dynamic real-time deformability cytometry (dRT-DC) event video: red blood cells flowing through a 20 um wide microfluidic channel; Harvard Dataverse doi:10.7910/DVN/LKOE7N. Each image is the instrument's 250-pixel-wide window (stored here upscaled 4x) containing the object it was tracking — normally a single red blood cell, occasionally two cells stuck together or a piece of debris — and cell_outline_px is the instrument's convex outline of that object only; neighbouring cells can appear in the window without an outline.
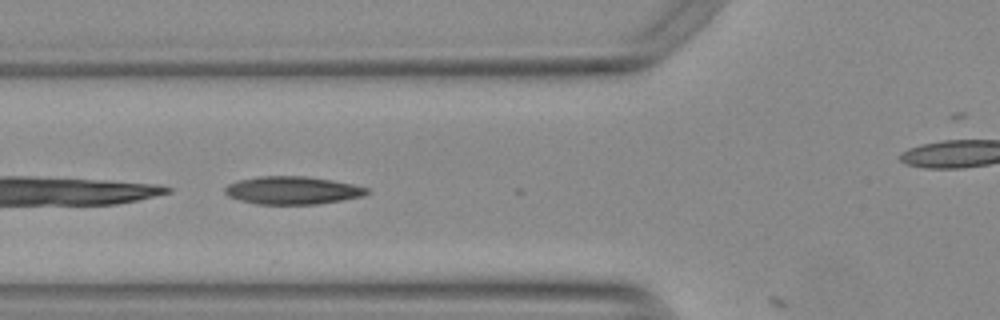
{"species": "Egyptian fruit bat (a non-hibernating species)", "species_latin": "Rousettus aegyptiacus", "temperature_condition": "warm", "stored_images_in_passage": 7, "camera_frame_rate_fps": 3000, "um_per_image_px": 0.085, "animal": {"sex": "female"}, "frame": {"image": 1, "passage_image": 3, "time_ms": 0.667, "image_size_px": [1000, 320], "cell_outline_px": [[372, 192], [364, 196], [316, 204], [256, 204], [240, 200], [228, 196], [224, 192], [224, 188], [228, 184], [240, 180], [260, 176], [304, 176], [332, 180], [352, 184], [368, 188]], "centroid_in_image_um": [24.87, 16.18], "position_along_channel_um": 100.9, "area_um2": 23.0}}
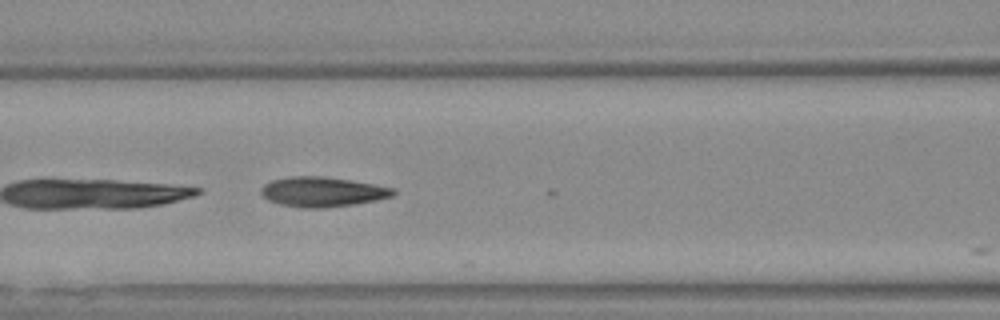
{"frame": {"image": 2, "passage_image": 6, "time_ms": 1.667, "image_size_px": [1000, 320], "cell_outline_px": [[396, 192], [392, 196], [376, 200], [356, 204], [324, 208], [304, 208], [280, 204], [268, 200], [260, 192], [260, 188], [264, 184], [272, 180], [288, 176], [324, 176], [352, 180], [396, 188]], "centroid_in_image_um": [27.41, 16.3], "position_along_channel_um": 139.2, "area_um2": 23.18}}